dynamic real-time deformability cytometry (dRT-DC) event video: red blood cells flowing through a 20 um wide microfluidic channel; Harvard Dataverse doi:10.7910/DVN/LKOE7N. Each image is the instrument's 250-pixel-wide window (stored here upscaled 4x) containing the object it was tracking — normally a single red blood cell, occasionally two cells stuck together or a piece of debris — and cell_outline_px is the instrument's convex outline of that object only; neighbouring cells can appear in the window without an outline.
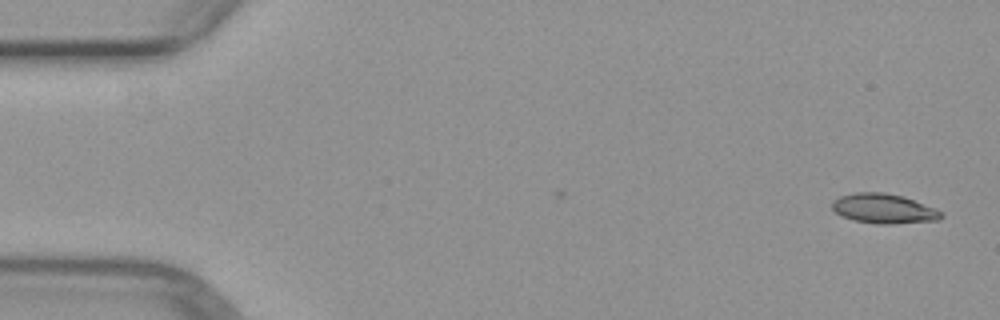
{"species": "common noctule bat (a hibernating species)", "species_latin": "Nyctalus noctula", "temperature_condition": "warm", "stored_images_in_passage": 4, "camera_frame_rate_fps": 3000, "um_per_image_px": 0.085, "animal": {"sex": "female", "body_mass_g": 29.2, "forearm_length_mm": 56.3}, "frame": {"image": 1, "passage_image": 1, "time_ms": 0.0, "image_size_px": [1000, 320], "cell_outline_px": [[944, 216], [940, 220], [888, 224], [876, 224], [856, 220], [844, 216], [836, 212], [832, 208], [832, 200], [840, 196], [856, 192], [884, 192], [904, 196], [936, 208], [944, 212]], "centroid_in_image_um": [75.17, 17.72], "position_along_channel_um": 9.8, "area_um2": 18.96}}
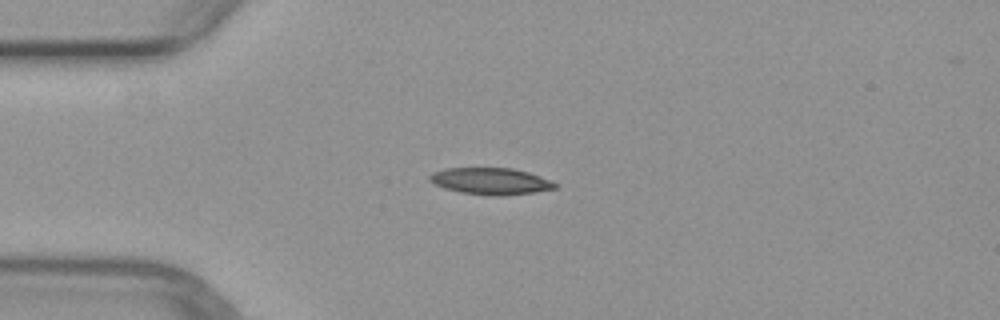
{"frame": {"image": 2, "passage_image": 4, "time_ms": 3.667, "image_size_px": [1000, 320], "cell_outline_px": [[560, 184], [556, 188], [536, 192], [496, 196], [488, 196], [460, 192], [444, 188], [428, 180], [428, 176], [432, 172], [444, 168], [512, 168], [528, 172], [540, 176]], "centroid_in_image_um": [41.71, 15.4], "position_along_channel_um": 43.3, "area_um2": 19.65}}